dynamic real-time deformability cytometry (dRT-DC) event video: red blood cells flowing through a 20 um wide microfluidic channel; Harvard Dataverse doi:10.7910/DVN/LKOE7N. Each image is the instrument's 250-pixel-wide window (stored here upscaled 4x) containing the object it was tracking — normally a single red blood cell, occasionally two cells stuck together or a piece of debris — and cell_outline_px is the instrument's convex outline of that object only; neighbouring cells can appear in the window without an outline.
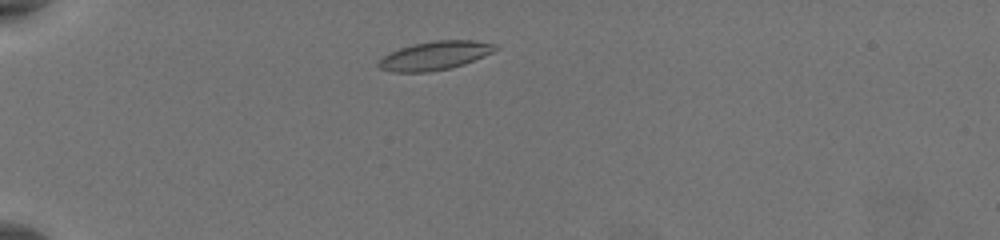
{"species": "common noctule bat (a hibernating species)", "species_latin": "Nyctalus noctula", "temperature_condition": "warm", "stored_images_in_passage": 23, "camera_frame_rate_fps": 3000, "um_per_image_px": 0.085, "animal": {"sex": "female", "body_mass_g": 19.5, "forearm_length_mm": 54.1}, "frame": {"image": 1, "passage_image": 2, "time_ms": 0.333, "image_size_px": [1000, 240], "cell_outline_px": [[500, 48], [484, 56], [464, 64], [448, 68], [428, 72], [392, 72], [380, 68], [376, 64], [376, 60], [400, 48], [412, 44], [436, 40], [472, 40], [496, 44]], "centroid_in_image_um": [36.95, 4.72], "position_along_channel_um": 48.0, "area_um2": 19.48}}
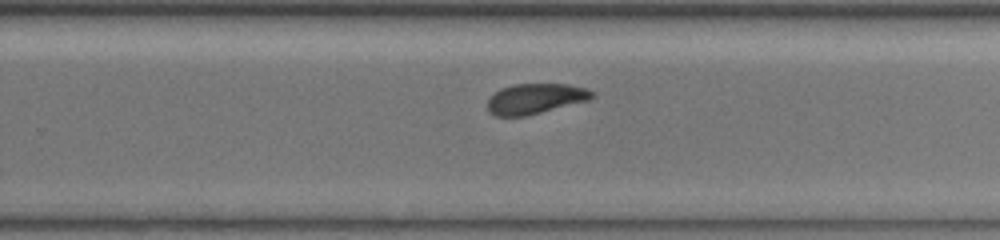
{"frame": {"image": 2, "passage_image": 14, "time_ms": 4.333, "image_size_px": [1000, 240], "cell_outline_px": [[596, 96], [588, 100], [524, 116], [496, 116], [488, 112], [488, 100], [500, 88], [512, 84], [568, 84], [588, 88]], "centroid_in_image_um": [45.5, 8.37], "position_along_channel_um": 284.3, "area_um2": 18.32}}
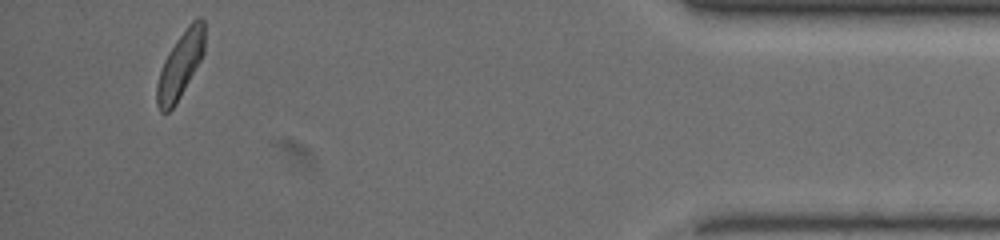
{"frame": {"image": 3, "passage_image": 23, "time_ms": 7.333, "image_size_px": [1000, 240], "cell_outline_px": [[204, 52], [200, 60], [176, 104], [168, 112], [160, 112], [156, 104], [156, 84], [164, 60], [168, 52], [176, 40], [188, 24], [196, 16], [200, 16], [204, 20]], "centroid_in_image_um": [15.31, 5.51], "position_along_channel_um": 419.9, "area_um2": 18.32}}